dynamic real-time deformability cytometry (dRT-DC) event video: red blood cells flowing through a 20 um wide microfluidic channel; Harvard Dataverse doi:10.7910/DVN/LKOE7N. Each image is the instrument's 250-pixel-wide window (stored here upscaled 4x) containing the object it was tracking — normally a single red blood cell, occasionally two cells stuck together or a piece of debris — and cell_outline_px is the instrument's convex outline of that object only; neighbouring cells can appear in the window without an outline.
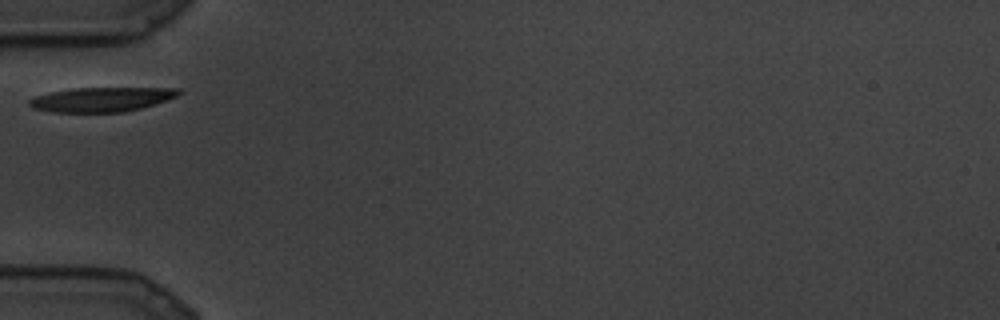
{"species": "common noctule bat (a hibernating species)", "species_latin": "Nyctalus noctula", "temperature_condition": "cold", "stored_images_in_passage": 2, "camera_frame_rate_fps": 3000, "um_per_image_px": 0.085, "animal": {"sex": "male", "body_mass_g": 19.5, "forearm_length_mm": 54.6}, "frame": {"image": 1, "passage_image": 1, "time_ms": 0.0, "image_size_px": [1000, 320], "cell_outline_px": [[184, 92], [176, 96], [140, 108], [124, 112], [52, 112], [32, 108], [28, 104], [28, 100], [36, 96], [52, 92], [72, 88], [180, 88]], "centroid_in_image_um": [8.61, 8.45], "position_along_channel_um": 76.4, "area_um2": 21.1}}